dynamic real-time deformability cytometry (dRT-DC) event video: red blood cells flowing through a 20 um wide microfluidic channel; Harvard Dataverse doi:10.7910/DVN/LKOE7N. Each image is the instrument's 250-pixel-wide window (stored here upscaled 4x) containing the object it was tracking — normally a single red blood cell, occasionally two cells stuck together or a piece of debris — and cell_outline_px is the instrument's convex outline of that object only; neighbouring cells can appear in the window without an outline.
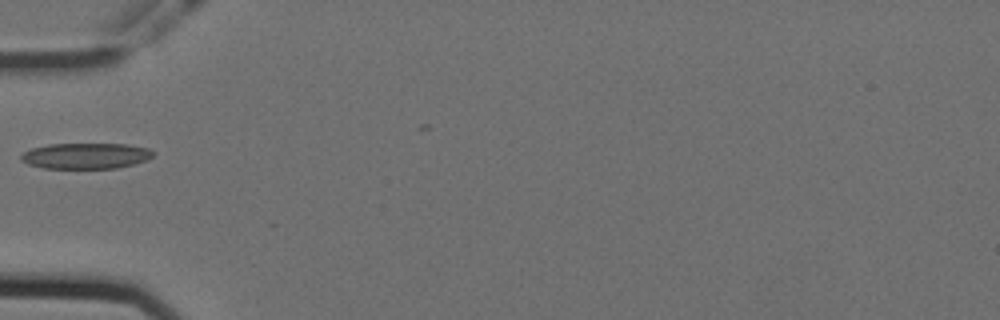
{"species": "Egyptian fruit bat (a non-hibernating species)", "species_latin": "Rousettus aegyptiacus", "temperature_condition": "cold", "stored_images_in_passage": 8, "camera_frame_rate_fps": 3000, "um_per_image_px": 0.085, "animal": {"sex": "female"}, "frame": {"image": 1, "passage_image": 1, "time_ms": 0.0, "image_size_px": [1000, 320], "cell_outline_px": [[156, 152], [148, 160], [116, 168], [44, 168], [28, 164], [20, 160], [20, 156], [24, 152], [32, 148], [48, 144], [128, 144], [148, 148]], "centroid_in_image_um": [7.3, 13.24], "position_along_channel_um": 77.7, "area_um2": 19.88}}
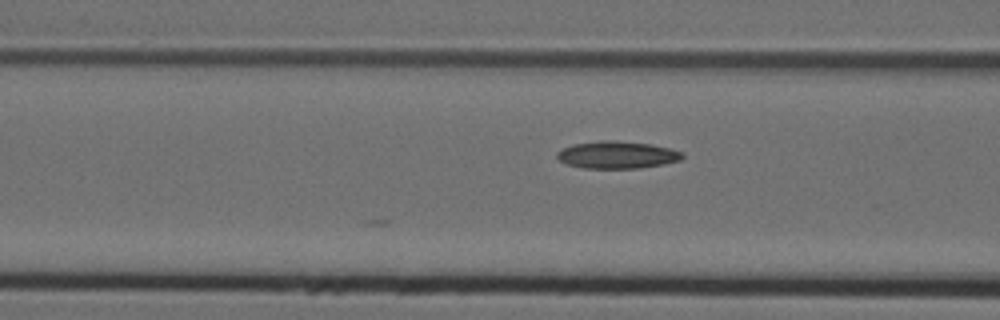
{"frame": {"image": 2, "passage_image": 4, "time_ms": 1.0, "image_size_px": [1000, 320], "cell_outline_px": [[684, 156], [680, 160], [664, 164], [640, 168], [584, 168], [564, 164], [556, 156], [556, 152], [572, 144], [600, 140], [616, 140], [652, 144], [684, 152]], "centroid_in_image_um": [52.45, 13.16], "position_along_channel_um": 114.2, "area_um2": 20.11}}
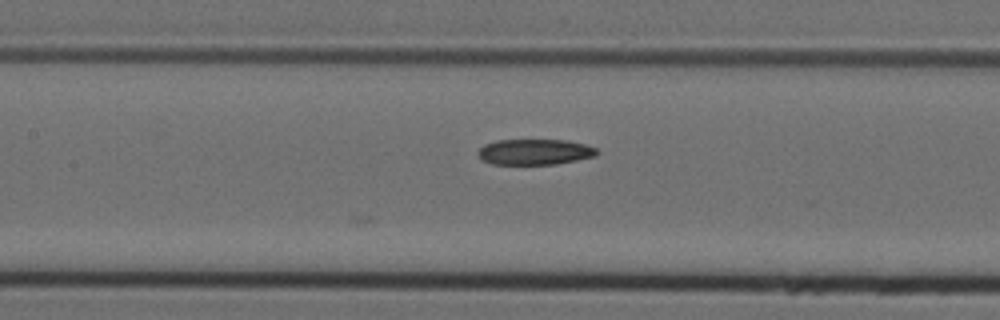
{"frame": {"image": 3, "passage_image": 8, "time_ms": 2.333, "image_size_px": [1000, 320], "cell_outline_px": [[600, 152], [596, 156], [556, 164], [492, 164], [480, 160], [476, 152], [484, 144], [496, 140], [568, 140], [584, 144], [596, 148]], "centroid_in_image_um": [45.43, 12.91], "position_along_channel_um": 162.0, "area_um2": 17.98}}